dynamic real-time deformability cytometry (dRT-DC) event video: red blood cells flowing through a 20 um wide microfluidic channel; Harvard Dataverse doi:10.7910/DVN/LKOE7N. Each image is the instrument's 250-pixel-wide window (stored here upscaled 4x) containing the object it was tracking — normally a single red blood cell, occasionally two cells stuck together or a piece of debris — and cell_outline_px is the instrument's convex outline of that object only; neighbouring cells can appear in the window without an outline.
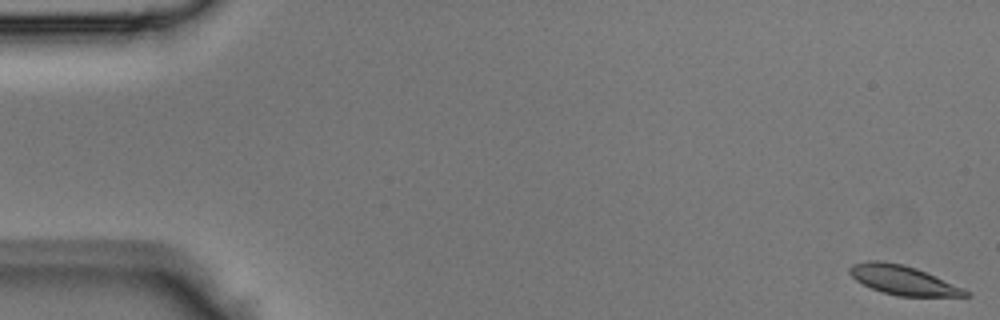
{"species": "Egyptian fruit bat (a non-hibernating species)", "species_latin": "Rousettus aegyptiacus", "temperature_condition": "room temperature", "stored_images_in_passage": 43, "camera_frame_rate_fps": 3000, "um_per_image_px": 0.085, "animal": {"sex": "male"}, "frame": {"image": 1, "passage_image": 1, "time_ms": 0.0, "image_size_px": [1000, 320], "cell_outline_px": [[972, 296], [896, 296], [880, 292], [856, 280], [848, 272], [848, 268], [852, 264], [868, 260], [880, 260], [904, 264], [916, 268], [964, 288]], "centroid_in_image_um": [76.72, 23.8], "position_along_channel_um": 8.3, "area_um2": 19.77}}
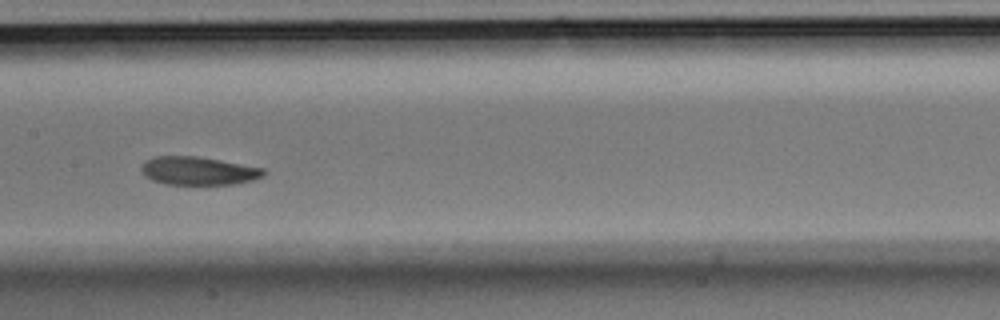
{"frame": {"image": 2, "passage_image": 22, "time_ms": 7.0, "image_size_px": [1000, 320], "cell_outline_px": [[264, 176], [252, 180], [236, 184], [168, 184], [152, 180], [144, 176], [140, 168], [152, 156], [196, 156], [264, 168]], "centroid_in_image_um": [16.85, 14.52], "position_along_channel_um": 190.6, "area_um2": 19.94}}
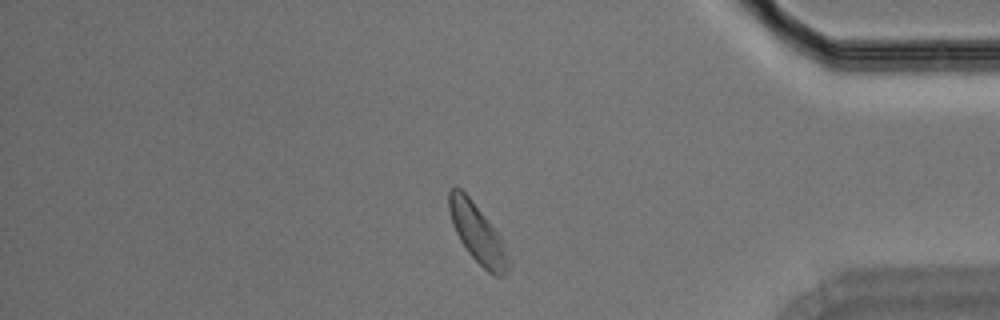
{"frame": {"image": 3, "passage_image": 37, "time_ms": 12.0, "image_size_px": [1000, 320], "cell_outline_px": [[512, 268], [504, 276], [492, 276], [468, 252], [460, 240], [452, 224], [448, 208], [448, 192], [452, 188], [460, 188], [472, 200], [500, 236], [512, 260]], "centroid_in_image_um": [40.64, 19.91], "position_along_channel_um": 394.6, "area_um2": 20.52}}